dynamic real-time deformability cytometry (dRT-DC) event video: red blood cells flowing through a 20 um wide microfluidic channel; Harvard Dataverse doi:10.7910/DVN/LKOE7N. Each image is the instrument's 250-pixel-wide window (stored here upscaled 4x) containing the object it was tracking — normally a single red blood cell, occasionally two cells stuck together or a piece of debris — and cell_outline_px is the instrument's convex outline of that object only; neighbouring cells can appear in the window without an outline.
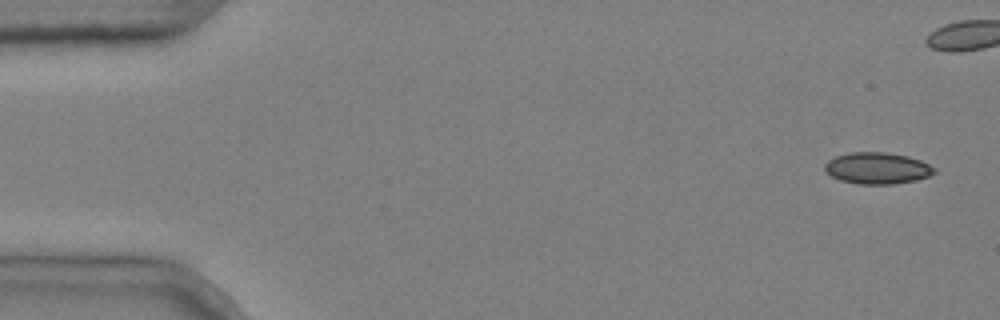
{"species": "common noctule bat (a hibernating species)", "species_latin": "Nyctalus noctula", "temperature_condition": "cold", "stored_images_in_passage": 9, "camera_frame_rate_fps": 3000, "um_per_image_px": 0.085, "animal": {"sex": "male", "body_mass_g": 20.4}, "frame": {"image": 1, "passage_image": 1, "time_ms": 0.0, "image_size_px": [1000, 320], "cell_outline_px": [[936, 172], [928, 176], [916, 180], [892, 184], [860, 184], [840, 180], [832, 176], [824, 168], [824, 164], [828, 160], [836, 156], [848, 152], [884, 152], [908, 156], [920, 160], [936, 168]], "centroid_in_image_um": [74.57, 14.29], "position_along_channel_um": 10.4, "area_um2": 20.06}}
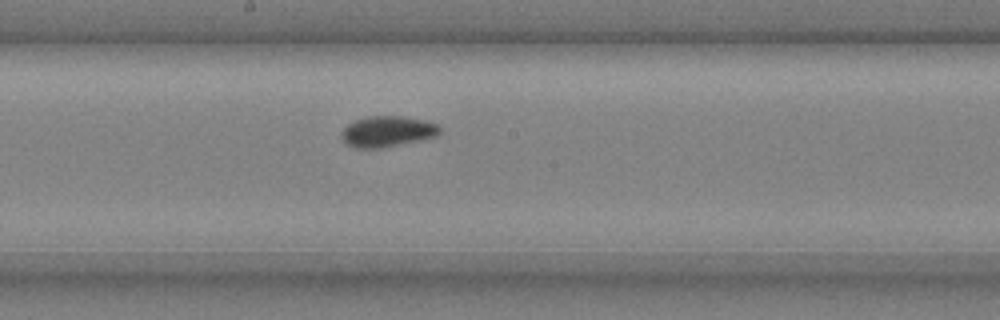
{"frame": {"image": 2, "passage_image": 9, "time_ms": 2.667, "image_size_px": [1000, 320], "cell_outline_px": [[444, 128], [436, 136], [380, 148], [356, 148], [348, 144], [340, 136], [344, 128], [348, 124], [356, 120], [368, 116], [400, 116], [428, 120]], "centroid_in_image_um": [32.95, 11.16], "position_along_channel_um": 215.2, "area_um2": 17.51}}